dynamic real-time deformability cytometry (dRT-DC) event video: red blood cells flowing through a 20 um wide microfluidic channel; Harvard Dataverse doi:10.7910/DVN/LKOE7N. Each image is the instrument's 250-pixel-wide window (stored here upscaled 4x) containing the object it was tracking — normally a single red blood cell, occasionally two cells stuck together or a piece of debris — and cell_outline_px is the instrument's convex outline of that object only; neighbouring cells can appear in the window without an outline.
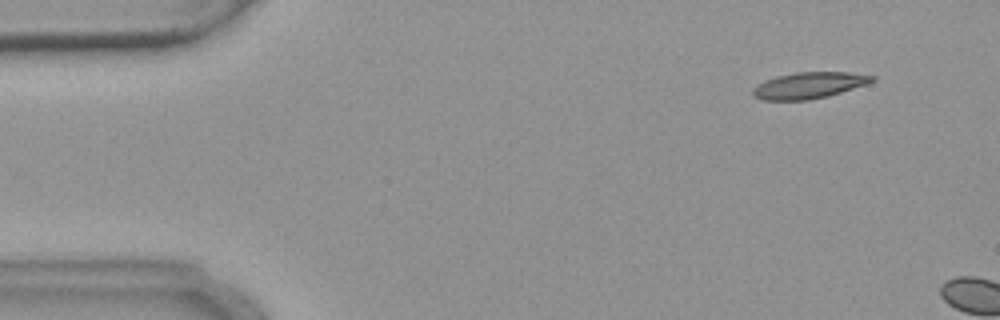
{"species": "common noctule bat (a hibernating species)", "species_latin": "Nyctalus noctula", "temperature_condition": "warm", "stored_images_in_passage": 3, "camera_frame_rate_fps": 3000, "um_per_image_px": 0.085, "animal": {"sex": "female", "body_mass_g": 18.4}, "frame": {"image": 1, "passage_image": 2, "time_ms": 1.333, "image_size_px": [1000, 320], "cell_outline_px": [[876, 80], [828, 96], [808, 100], [760, 100], [752, 96], [752, 88], [756, 84], [764, 80], [776, 76], [796, 72], [848, 72], [876, 76]], "centroid_in_image_um": [68.68, 7.25], "position_along_channel_um": 16.3, "area_um2": 18.32}}